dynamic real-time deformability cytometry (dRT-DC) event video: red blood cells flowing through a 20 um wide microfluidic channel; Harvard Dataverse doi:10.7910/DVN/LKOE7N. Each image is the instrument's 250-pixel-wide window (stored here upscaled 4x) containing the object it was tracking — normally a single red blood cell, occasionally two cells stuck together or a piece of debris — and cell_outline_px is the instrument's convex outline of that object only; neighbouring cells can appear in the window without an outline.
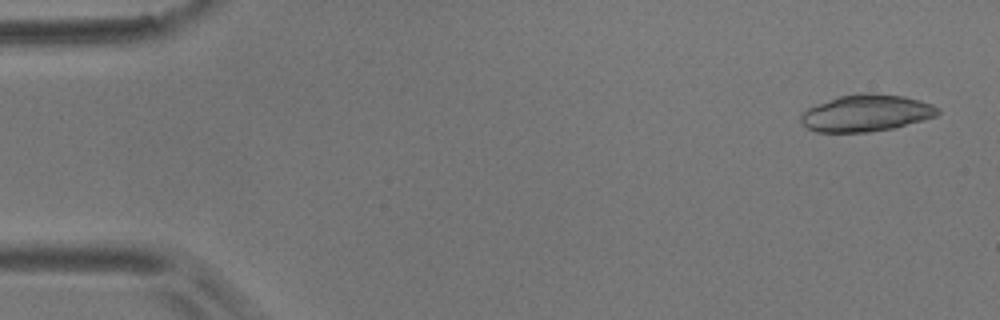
{"species": "common noctule bat (a hibernating species)", "species_latin": "Nyctalus noctula", "temperature_condition": "room temperature", "stored_images_in_passage": 6, "camera_frame_rate_fps": 3000, "um_per_image_px": 0.085, "animal": {"sex": "male", "body_mass_g": 17.9}, "frame": {"image": 1, "passage_image": 1, "time_ms": 0.0, "image_size_px": [1000, 320], "cell_outline_px": [[940, 112], [936, 116], [924, 120], [896, 128], [868, 132], [816, 132], [808, 128], [800, 120], [800, 116], [808, 108], [840, 96], [860, 92], [872, 92], [904, 96], [920, 100], [932, 104], [940, 108]], "centroid_in_image_um": [73.69, 9.61], "position_along_channel_um": 11.3, "area_um2": 29.54}}